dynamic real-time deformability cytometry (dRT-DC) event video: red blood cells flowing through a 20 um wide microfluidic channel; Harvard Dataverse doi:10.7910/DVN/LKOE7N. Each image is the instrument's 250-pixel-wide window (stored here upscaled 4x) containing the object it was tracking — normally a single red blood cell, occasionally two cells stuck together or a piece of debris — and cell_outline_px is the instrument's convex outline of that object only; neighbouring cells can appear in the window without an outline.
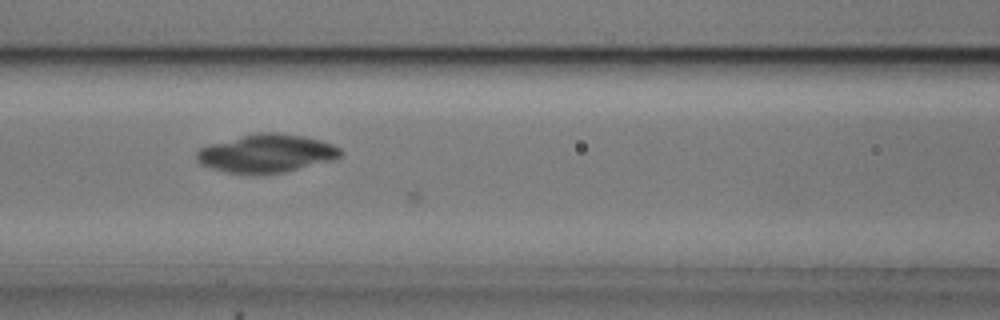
{"species": "common noctule bat (a hibernating species)", "species_latin": "Nyctalus noctula", "temperature_condition": "cold", "stored_images_in_passage": 9, "camera_frame_rate_fps": 3000, "um_per_image_px": 0.085, "animal": {"sex": "male", "body_mass_g": 20.5, "forearm_length_mm": 52.5}, "frame": {"image": 1, "passage_image": 8, "time_ms": 2.333, "image_size_px": [1000, 320], "cell_outline_px": [[344, 152], [336, 160], [284, 172], [260, 176], [248, 176], [224, 172], [200, 164], [196, 160], [196, 152], [200, 148], [208, 144], [260, 132], [276, 132], [304, 136], [320, 140], [332, 144], [340, 148]], "centroid_in_image_um": [22.65, 13.07], "position_along_channel_um": 143.9, "area_um2": 32.77}}